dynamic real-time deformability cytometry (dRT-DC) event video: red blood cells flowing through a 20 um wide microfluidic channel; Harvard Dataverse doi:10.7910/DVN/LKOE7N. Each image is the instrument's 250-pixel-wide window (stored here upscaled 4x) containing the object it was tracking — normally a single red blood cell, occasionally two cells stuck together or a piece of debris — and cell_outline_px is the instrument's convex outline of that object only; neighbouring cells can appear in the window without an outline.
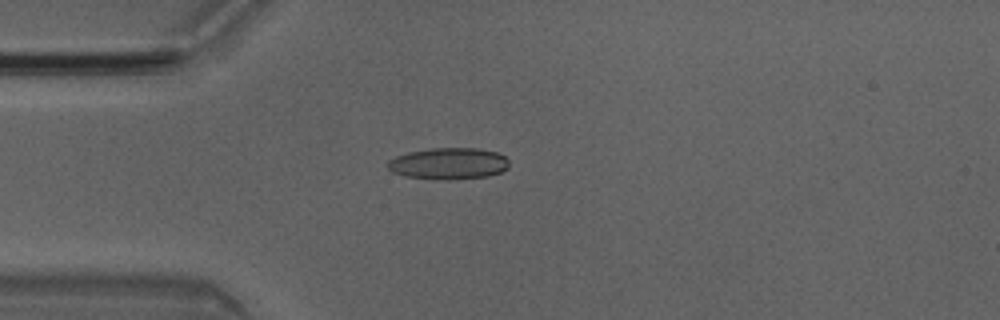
{"species": "Egyptian fruit bat (a non-hibernating species)", "species_latin": "Rousettus aegyptiacus", "temperature_condition": "room temperature", "stored_images_in_passage": 5, "camera_frame_rate_fps": 3000, "um_per_image_px": 0.085, "animal": {"sex": "male"}, "frame": {"image": 1, "passage_image": 4, "time_ms": 1.0, "image_size_px": [1000, 320], "cell_outline_px": [[508, 168], [500, 172], [488, 176], [456, 180], [436, 180], [404, 176], [392, 172], [388, 168], [388, 160], [396, 156], [408, 152], [432, 148], [476, 148], [496, 152], [504, 156], [508, 160]], "centroid_in_image_um": [38.11, 13.92], "position_along_channel_um": 46.9, "area_um2": 22.54}}